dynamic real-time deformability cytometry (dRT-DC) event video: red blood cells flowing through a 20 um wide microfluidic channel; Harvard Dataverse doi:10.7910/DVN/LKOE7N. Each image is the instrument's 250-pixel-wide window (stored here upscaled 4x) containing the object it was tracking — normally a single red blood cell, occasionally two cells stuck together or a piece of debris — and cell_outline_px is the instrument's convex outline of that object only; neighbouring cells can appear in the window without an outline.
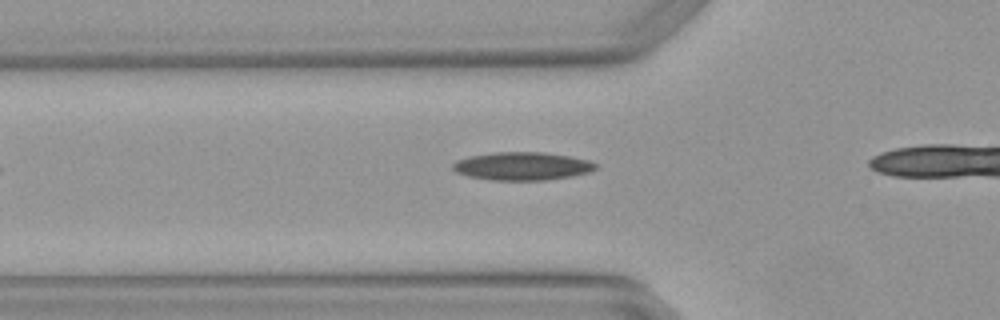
{"species": "Egyptian fruit bat (a non-hibernating species)", "species_latin": "Rousettus aegyptiacus", "temperature_condition": "warm", "stored_images_in_passage": 2, "camera_frame_rate_fps": 3000, "um_per_image_px": 0.085, "animal": {"sex": "female"}, "frame": {"image": 1, "passage_image": 2, "time_ms": 0.333, "image_size_px": [1000, 320], "cell_outline_px": [[600, 168], [588, 172], [572, 176], [544, 180], [488, 180], [468, 176], [456, 172], [452, 168], [452, 164], [456, 160], [468, 156], [496, 152], [544, 152], [568, 156], [588, 160], [600, 164]], "centroid_in_image_um": [44.4, 14.12], "position_along_channel_um": 81.4, "area_um2": 23.58}}